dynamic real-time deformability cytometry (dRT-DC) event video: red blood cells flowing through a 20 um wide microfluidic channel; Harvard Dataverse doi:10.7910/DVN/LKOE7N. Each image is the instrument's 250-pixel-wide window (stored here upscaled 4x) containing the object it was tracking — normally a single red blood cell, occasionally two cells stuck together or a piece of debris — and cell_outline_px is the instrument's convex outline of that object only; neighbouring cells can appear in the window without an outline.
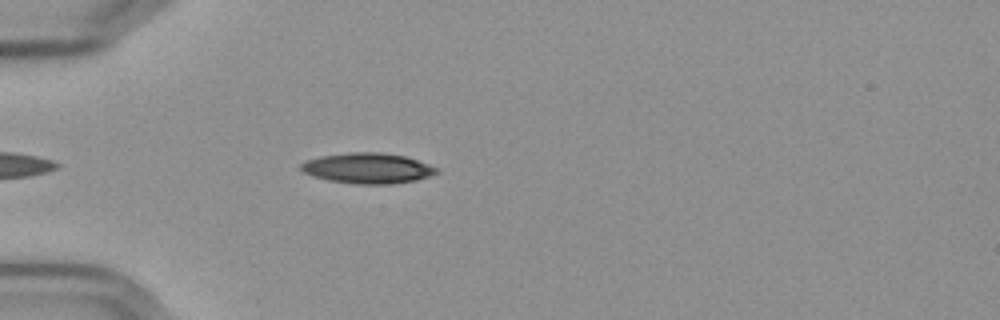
{"species": "Egyptian fruit bat (a non-hibernating species)", "species_latin": "Rousettus aegyptiacus", "temperature_condition": "cold", "stored_images_in_passage": 26, "camera_frame_rate_fps": 3000, "um_per_image_px": 0.085, "frame": {"image": 1, "passage_image": 1, "time_ms": 0.0, "image_size_px": [1000, 320], "cell_outline_px": [[440, 172], [416, 180], [392, 184], [356, 184], [328, 180], [312, 176], [304, 172], [300, 168], [300, 164], [308, 160], [320, 156], [348, 152], [380, 152], [404, 156], [440, 168]], "centroid_in_image_um": [31.26, 14.3], "position_along_channel_um": 53.7, "area_um2": 24.1}}
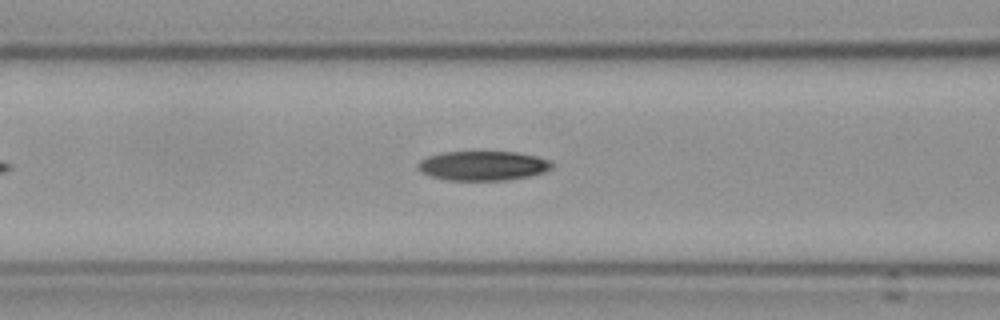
{"frame": {"image": 2, "passage_image": 8, "time_ms": 2.333, "image_size_px": [1000, 320], "cell_outline_px": [[552, 168], [544, 172], [528, 176], [504, 180], [448, 180], [432, 176], [416, 168], [416, 164], [420, 160], [428, 156], [444, 152], [516, 152], [536, 156], [548, 160], [552, 164]], "centroid_in_image_um": [41.03, 14.08], "position_along_channel_um": 125.6, "area_um2": 22.77}}
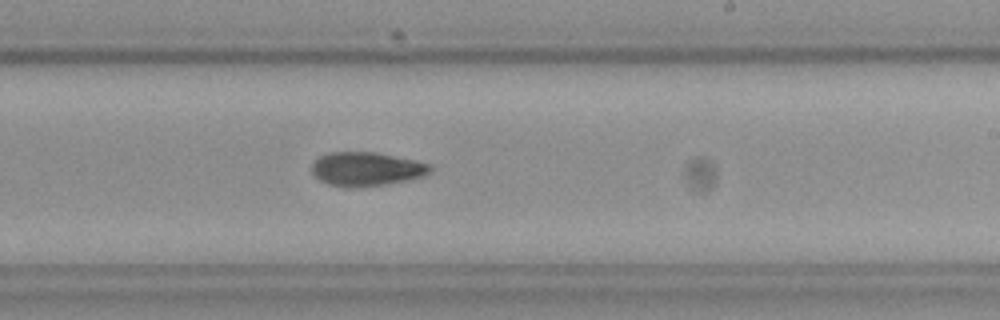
{"frame": {"image": 3, "passage_image": 19, "time_ms": 6.0, "image_size_px": [1000, 320], "cell_outline_px": [[432, 168], [428, 172], [420, 176], [408, 180], [384, 184], [352, 188], [344, 188], [328, 184], [320, 180], [312, 172], [312, 164], [320, 156], [328, 152], [376, 152], [432, 164]], "centroid_in_image_um": [31.11, 14.37], "position_along_channel_um": 257.9, "area_um2": 23.24}}